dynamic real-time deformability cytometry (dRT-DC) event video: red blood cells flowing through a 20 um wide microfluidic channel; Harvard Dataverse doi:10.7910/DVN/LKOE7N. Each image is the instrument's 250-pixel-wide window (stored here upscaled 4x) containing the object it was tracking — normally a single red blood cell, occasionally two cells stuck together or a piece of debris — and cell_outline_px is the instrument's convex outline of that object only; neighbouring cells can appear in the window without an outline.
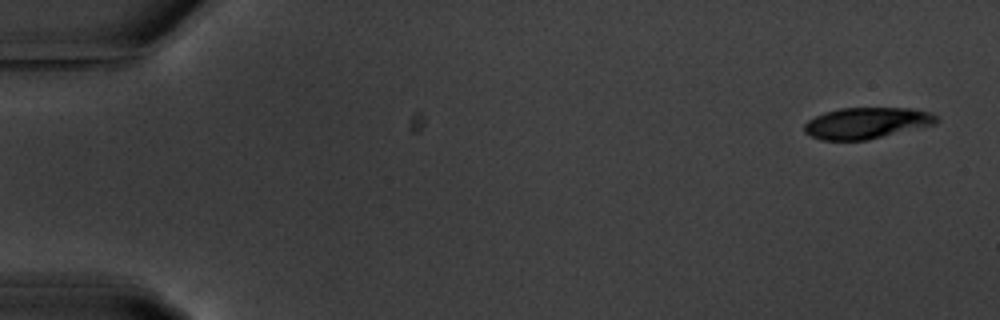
{"species": "common noctule bat (a hibernating species)", "species_latin": "Nyctalus noctula", "temperature_condition": "warm", "stored_images_in_passage": 5, "camera_frame_rate_fps": 3000, "um_per_image_px": 0.085, "animal": {"sex": "male", "body_mass_g": 20.1, "forearm_length_mm": 53.5}, "frame": {"image": 1, "passage_image": 1, "time_ms": 0.0, "image_size_px": [1000, 320], "cell_outline_px": [[936, 124], [864, 140], [820, 140], [804, 132], [804, 124], [808, 120], [824, 112], [840, 108], [912, 108], [932, 112], [936, 116]], "centroid_in_image_um": [73.64, 10.45], "position_along_channel_um": 11.4, "area_um2": 23.87}}
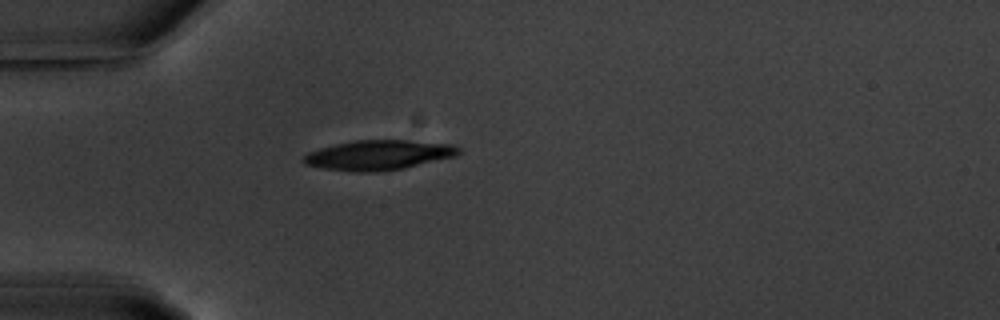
{"frame": {"image": 2, "passage_image": 5, "time_ms": 4.667, "image_size_px": [1000, 320], "cell_outline_px": [[464, 152], [456, 156], [404, 168], [376, 172], [352, 172], [324, 168], [304, 164], [300, 160], [308, 152], [320, 148], [336, 144], [356, 140], [408, 140], [456, 144]], "centroid_in_image_um": [32.22, 13.18], "position_along_channel_um": 52.8, "area_um2": 27.22}}